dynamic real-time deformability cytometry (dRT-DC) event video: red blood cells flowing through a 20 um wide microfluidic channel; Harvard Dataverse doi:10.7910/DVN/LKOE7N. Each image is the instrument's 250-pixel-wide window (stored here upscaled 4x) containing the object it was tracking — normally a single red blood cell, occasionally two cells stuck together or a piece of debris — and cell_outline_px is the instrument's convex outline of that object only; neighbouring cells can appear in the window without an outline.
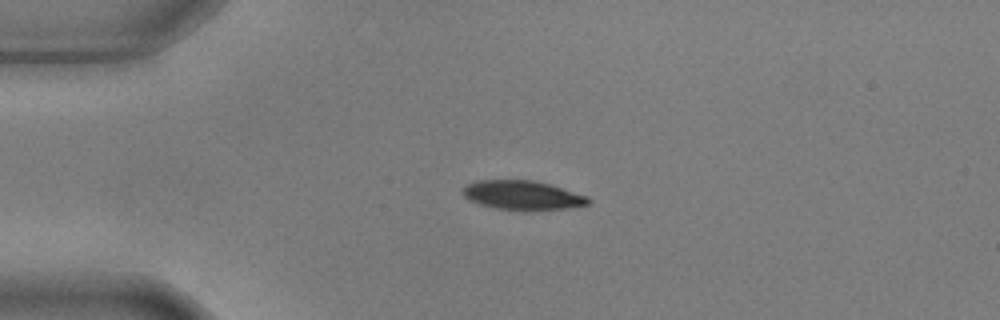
{"species": "common noctule bat (a hibernating species)", "species_latin": "Nyctalus noctula", "temperature_condition": "warm", "stored_images_in_passage": 5, "camera_frame_rate_fps": 3000, "um_per_image_px": 0.085, "animal": {"sex": "male", "body_mass_g": 17.9, "forearm_length_mm": 54.2}, "frame": {"image": 1, "passage_image": 3, "time_ms": 0.667, "image_size_px": [1000, 320], "cell_outline_px": [[592, 200], [588, 204], [568, 208], [496, 208], [480, 204], [468, 200], [460, 192], [468, 184], [476, 180], [532, 180], [548, 184], [588, 196]], "centroid_in_image_um": [44.37, 16.56], "position_along_channel_um": 40.6, "area_um2": 20.58}}
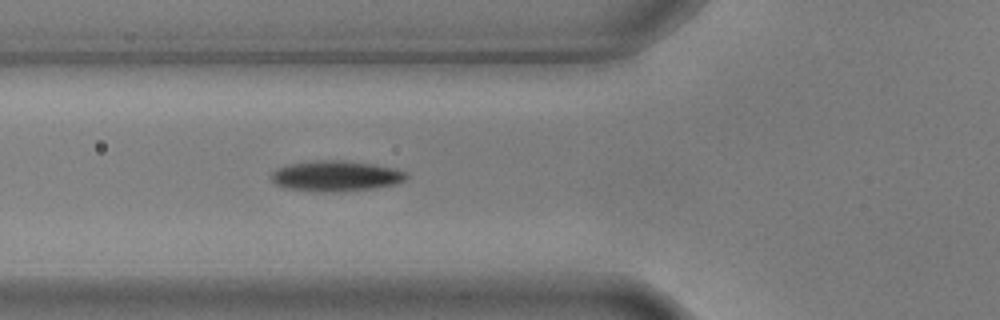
{"frame": {"image": 2, "passage_image": 5, "time_ms": 1.333, "image_size_px": [1000, 320], "cell_outline_px": [[408, 176], [404, 180], [396, 184], [376, 188], [332, 192], [320, 192], [284, 188], [276, 184], [272, 180], [272, 172], [276, 168], [288, 164], [316, 160], [344, 160], [376, 164], [408, 172]], "centroid_in_image_um": [28.55, 14.95], "position_along_channel_um": 97.2, "area_um2": 24.28}}